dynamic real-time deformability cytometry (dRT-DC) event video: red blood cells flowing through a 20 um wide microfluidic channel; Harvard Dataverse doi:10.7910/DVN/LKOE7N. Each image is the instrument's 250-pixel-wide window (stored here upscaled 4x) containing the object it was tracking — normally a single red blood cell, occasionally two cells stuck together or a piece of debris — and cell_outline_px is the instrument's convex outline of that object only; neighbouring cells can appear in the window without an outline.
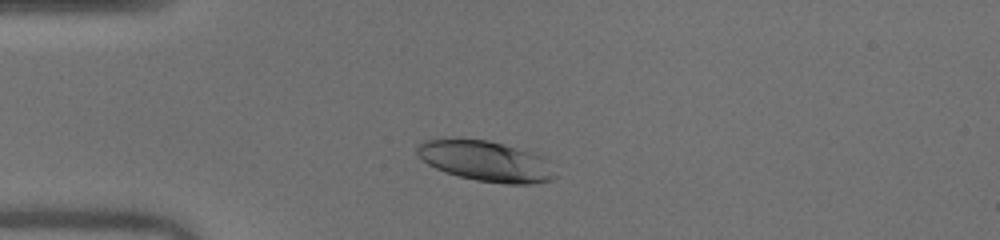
{"species": "human", "species_latin": "Homo sapiens", "temperature_condition": "warm", "stored_images_in_passage": 45, "camera_frame_rate_fps": 3000, "um_per_image_px": 0.085, "donor": {"sex": "male"}, "frame": {"image": 1, "passage_image": 7, "time_ms": 2.0, "image_size_px": [1000, 240], "cell_outline_px": [[556, 176], [552, 180], [532, 184], [504, 184], [476, 180], [444, 172], [428, 164], [416, 152], [416, 148], [424, 140], [488, 140], [504, 144], [532, 152], [544, 156], [548, 160]], "centroid_in_image_um": [41.36, 13.72], "position_along_channel_um": 43.6, "area_um2": 32.25}}
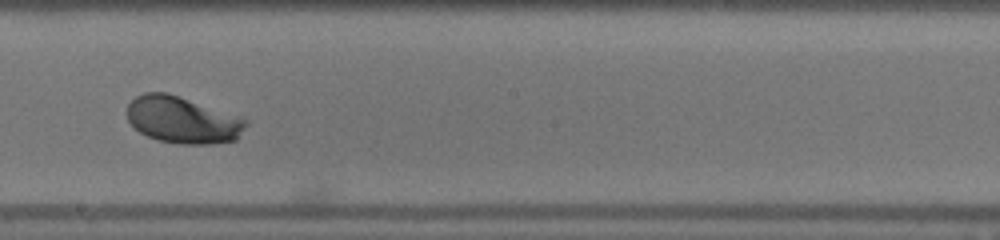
{"frame": {"image": 2, "passage_image": 23, "time_ms": 7.333, "image_size_px": [1000, 240], "cell_outline_px": [[248, 124], [236, 140], [212, 144], [180, 144], [156, 140], [140, 132], [128, 120], [128, 104], [136, 96], [144, 92], [168, 92], [244, 116], [248, 120]], "centroid_in_image_um": [15.58, 10.18], "position_along_channel_um": 232.6, "area_um2": 32.95}}
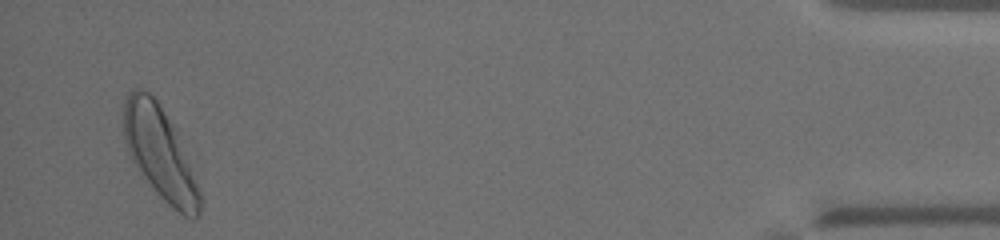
{"frame": {"image": 3, "passage_image": 43, "time_ms": 14.0, "image_size_px": [1000, 240], "cell_outline_px": [[200, 212], [196, 216], [184, 216], [168, 204], [156, 192], [132, 160], [128, 152], [124, 140], [124, 100], [128, 92], [132, 88], [144, 88], [156, 100], [168, 120], [172, 128], [188, 164], [200, 192]], "centroid_in_image_um": [13.51, 12.97], "position_along_channel_um": 421.7, "area_um2": 39.02}, "authors_computed_cell_mechanics": {"area_um2": 32.7726, "velocity_mm_per_s": 4.0148, "shape_relaxation_time_tau1_ms": 2.0305, "shape_relaxation_time_tau2_ms": null, "deformation_change_tau1": 0.148, "deformation_change_tau2": null}}